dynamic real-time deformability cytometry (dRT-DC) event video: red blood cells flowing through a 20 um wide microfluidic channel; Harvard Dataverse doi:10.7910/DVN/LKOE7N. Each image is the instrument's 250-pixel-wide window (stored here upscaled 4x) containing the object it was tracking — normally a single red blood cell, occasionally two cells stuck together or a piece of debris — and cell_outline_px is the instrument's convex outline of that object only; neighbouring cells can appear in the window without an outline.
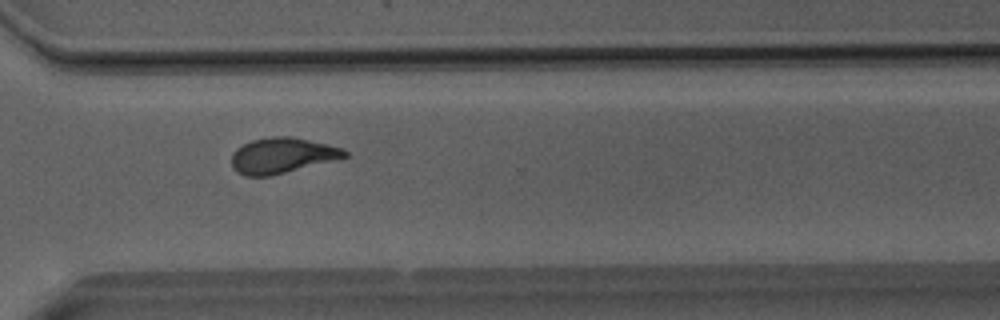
{"species": "Egyptian fruit bat (a non-hibernating species)", "species_latin": "Rousettus aegyptiacus", "temperature_condition": "room temperature", "stored_images_in_passage": 50, "camera_frame_rate_fps": 3000, "um_per_image_px": 0.085, "animal": {"sex": "male"}, "frame": {"image": 1, "passage_image": 38, "time_ms": 12.333, "image_size_px": [1000, 320], "cell_outline_px": [[348, 156], [268, 176], [244, 176], [236, 172], [232, 168], [232, 152], [236, 148], [252, 140], [272, 136], [292, 136], [340, 148], [348, 152]], "centroid_in_image_um": [23.89, 13.21], "position_along_channel_um": 346.7, "area_um2": 22.95}}
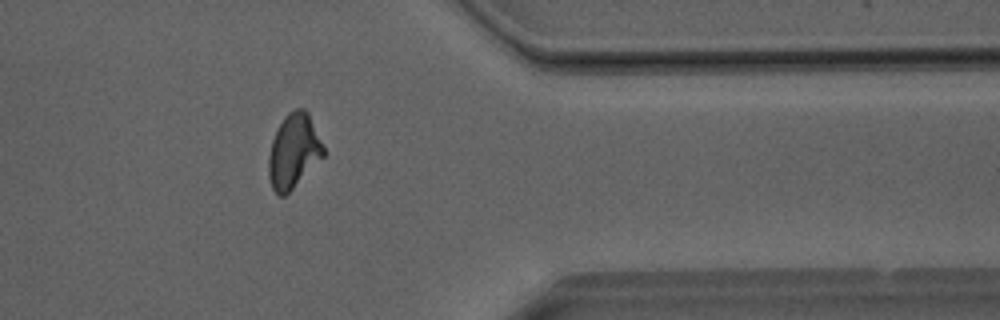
{"frame": {"image": 2, "passage_image": 42, "time_ms": 13.667, "image_size_px": [1000, 320], "cell_outline_px": [[324, 156], [284, 196], [280, 196], [272, 188], [268, 176], [268, 156], [272, 140], [280, 124], [288, 112], [296, 108], [304, 108], [308, 112], [324, 148]], "centroid_in_image_um": [24.94, 12.84], "position_along_channel_um": 386.5, "area_um2": 23.35}}
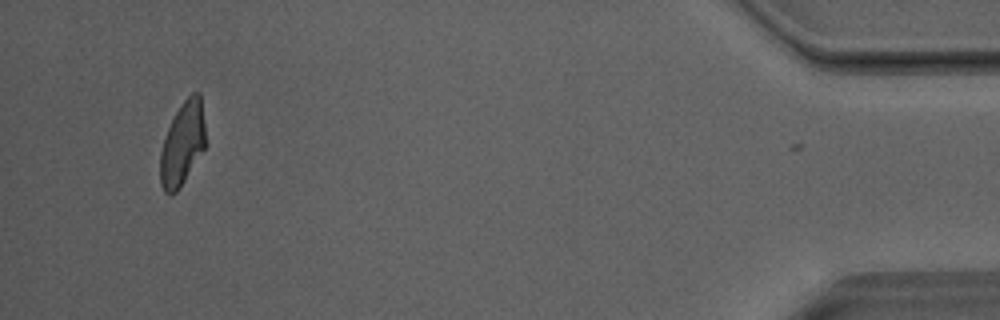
{"frame": {"image": 3, "passage_image": 49, "time_ms": 16.0, "image_size_px": [1000, 320], "cell_outline_px": [[204, 148], [180, 188], [176, 192], [168, 196], [164, 192], [160, 184], [160, 152], [168, 128], [180, 104], [192, 92], [200, 92], [204, 124]], "centroid_in_image_um": [15.49, 12.24], "position_along_channel_um": 419.7, "area_um2": 21.79}, "authors_computed_cell_mechanics": {"area_um2": 23.6691, "velocity_mm_per_s": 4.0487, "shape_relaxation_time_tau1_ms": 6.1225, "shape_relaxation_time_tau2_ms": 2.0055, "deformation_change_tau1": 0.1955, "deformation_change_tau2": 0.1022}}